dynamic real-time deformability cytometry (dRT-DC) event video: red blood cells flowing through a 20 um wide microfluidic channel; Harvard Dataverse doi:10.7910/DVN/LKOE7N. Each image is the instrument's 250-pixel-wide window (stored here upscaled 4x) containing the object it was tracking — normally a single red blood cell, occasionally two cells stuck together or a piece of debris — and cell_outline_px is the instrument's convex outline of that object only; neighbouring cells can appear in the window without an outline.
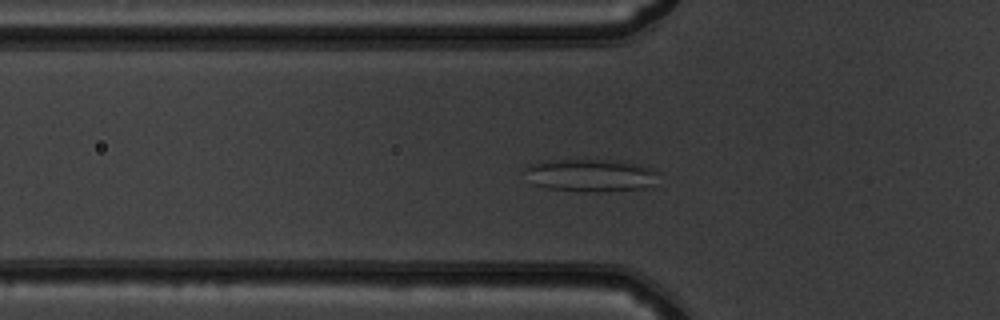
{"species": "common noctule bat (a hibernating species)", "species_latin": "Nyctalus noctula", "temperature_condition": "warm", "stored_images_in_passage": 40, "camera_frame_rate_fps": 3000, "um_per_image_px": 0.085, "animal": {"sex": "male", "body_mass_g": 19.5, "forearm_length_mm": 54.6}, "frame": {"image": 1, "passage_image": 6, "time_ms": 1.667, "image_size_px": [1000, 320], "cell_outline_px": [[656, 172], [652, 184], [644, 188], [596, 192], [584, 192], [548, 188], [532, 184], [524, 168], [528, 164], [556, 160], [624, 160], [640, 164], [652, 168]], "centroid_in_image_um": [50.18, 14.89], "position_along_channel_um": 75.6, "area_um2": 25.32}}
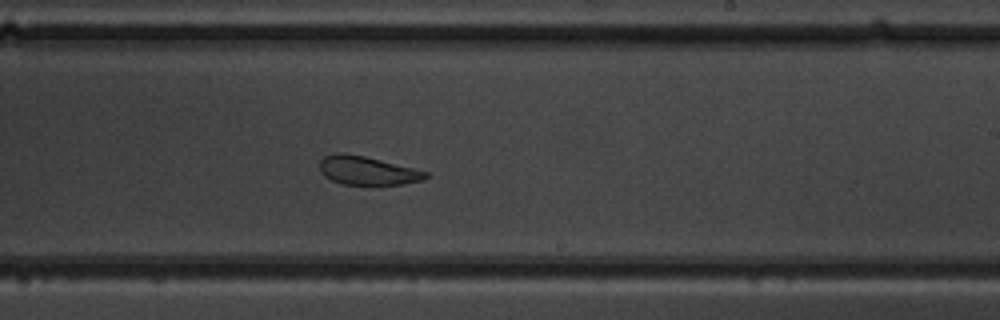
{"frame": {"image": 2, "passage_image": 20, "time_ms": 6.333, "image_size_px": [1000, 320], "cell_outline_px": [[428, 176], [424, 180], [380, 188], [344, 184], [332, 180], [324, 176], [320, 172], [320, 160], [324, 156], [336, 152], [344, 152], [364, 156], [428, 172]], "centroid_in_image_um": [31.22, 14.54], "position_along_channel_um": 257.8, "area_um2": 18.32}}
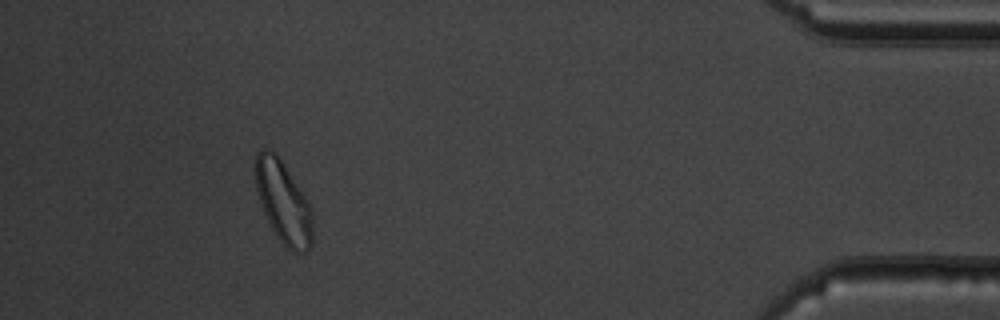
{"frame": {"image": 3, "passage_image": 36, "time_ms": 11.667, "image_size_px": [1000, 320], "cell_outline_px": [[312, 244], [308, 252], [292, 252], [276, 236], [264, 212], [256, 188], [256, 152], [264, 148], [268, 148], [276, 152], [284, 164], [304, 196], [312, 212]], "centroid_in_image_um": [24.08, 17.19], "position_along_channel_um": 411.1, "area_um2": 26.93}, "authors_computed_cell_mechanics": {"area_um2": 20.4323, "velocity_mm_per_s": 3.9055, "shape_relaxation_time_tau1_ms": 8.0084, "shape_relaxation_time_tau2_ms": 2.6899, "deformation_change_tau1": 0.1133, "deformation_change_tau2": 0.1051}}